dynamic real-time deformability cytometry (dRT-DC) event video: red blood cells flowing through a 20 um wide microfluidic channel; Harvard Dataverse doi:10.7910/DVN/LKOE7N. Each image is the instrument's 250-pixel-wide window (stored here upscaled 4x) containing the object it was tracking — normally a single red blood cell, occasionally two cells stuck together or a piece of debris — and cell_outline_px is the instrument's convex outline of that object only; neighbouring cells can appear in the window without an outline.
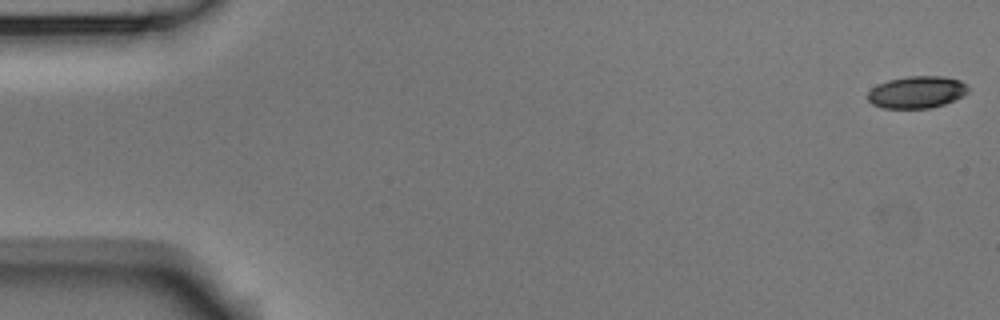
{"species": "Egyptian fruit bat (a non-hibernating species)", "species_latin": "Rousettus aegyptiacus", "temperature_condition": "room temperature", "stored_images_in_passage": 6, "camera_frame_rate_fps": 3000, "um_per_image_px": 0.085, "animal": {"sex": "male"}, "frame": {"image": 1, "passage_image": 1, "time_ms": 0.0, "image_size_px": [1000, 320], "cell_outline_px": [[968, 92], [964, 96], [944, 104], [932, 108], [884, 108], [872, 104], [868, 100], [868, 92], [872, 88], [888, 80], [908, 76], [944, 76], [960, 80], [968, 88]], "centroid_in_image_um": [77.95, 7.83], "position_along_channel_um": 7.1, "area_um2": 18.73}}
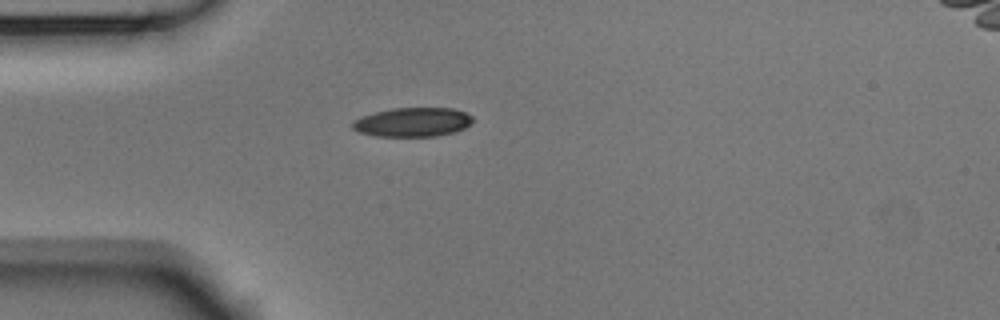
{"frame": {"image": 2, "passage_image": 4, "time_ms": 1.0, "image_size_px": [1000, 320], "cell_outline_px": [[472, 120], [464, 128], [456, 132], [436, 136], [376, 136], [360, 132], [352, 128], [352, 120], [360, 116], [392, 108], [452, 108], [464, 112], [472, 116]], "centroid_in_image_um": [35.05, 10.38], "position_along_channel_um": 50.0, "area_um2": 20.35}}
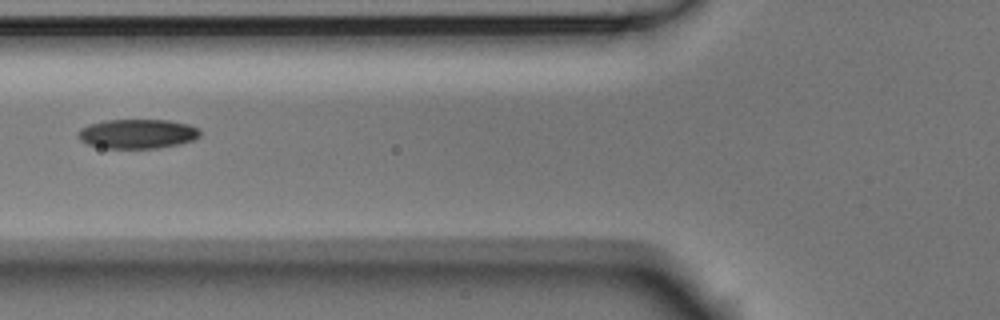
{"frame": {"image": 3, "passage_image": 6, "time_ms": 1.667, "image_size_px": [1000, 320], "cell_outline_px": [[200, 136], [192, 140], [180, 144], [156, 148], [104, 148], [88, 144], [80, 140], [80, 128], [88, 124], [104, 120], [168, 120], [188, 124], [196, 128], [200, 132]], "centroid_in_image_um": [11.68, 11.37], "position_along_channel_um": 114.1, "area_um2": 20.75}}